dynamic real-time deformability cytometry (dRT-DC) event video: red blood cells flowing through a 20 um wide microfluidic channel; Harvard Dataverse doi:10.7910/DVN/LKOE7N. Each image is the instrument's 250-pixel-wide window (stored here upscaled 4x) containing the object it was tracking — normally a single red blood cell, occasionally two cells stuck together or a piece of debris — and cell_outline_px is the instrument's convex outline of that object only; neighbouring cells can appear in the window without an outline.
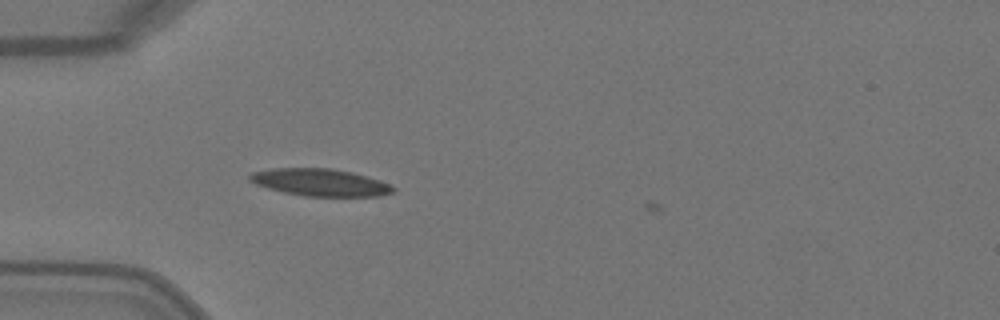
{"species": "Egyptian fruit bat (a non-hibernating species)", "species_latin": "Rousettus aegyptiacus", "temperature_condition": "warm", "stored_images_in_passage": 12, "camera_frame_rate_fps": 3000, "um_per_image_px": 0.085, "animal": {"sex": "female"}, "frame": {"image": 1, "passage_image": 11, "time_ms": 3.333, "image_size_px": [1000, 320], "cell_outline_px": [[396, 192], [380, 196], [304, 196], [284, 192], [268, 188], [256, 184], [248, 180], [248, 176], [252, 172], [272, 168], [332, 168], [352, 172], [368, 176], [380, 180], [396, 188]], "centroid_in_image_um": [27.23, 15.5], "position_along_channel_um": 57.8, "area_um2": 22.89}}